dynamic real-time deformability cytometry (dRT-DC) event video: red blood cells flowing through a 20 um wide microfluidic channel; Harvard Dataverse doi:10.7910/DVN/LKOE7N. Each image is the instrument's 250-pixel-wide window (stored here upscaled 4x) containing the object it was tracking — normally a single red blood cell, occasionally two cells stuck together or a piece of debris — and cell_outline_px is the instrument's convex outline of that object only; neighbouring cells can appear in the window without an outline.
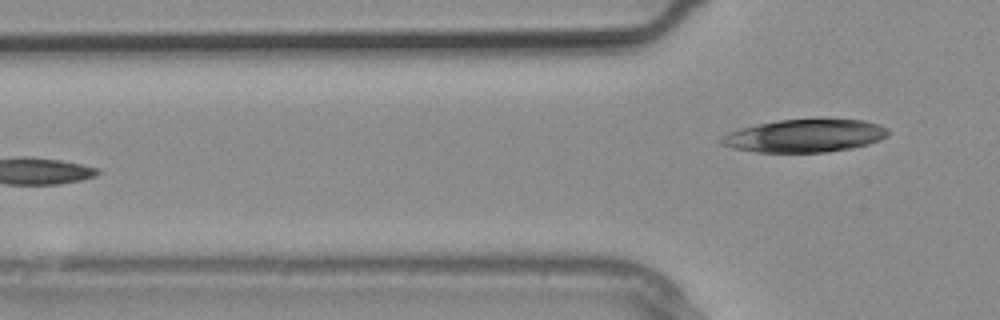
{"species": "common noctule bat (a hibernating species)", "species_latin": "Nyctalus noctula", "temperature_condition": "warm", "stored_images_in_passage": 11, "segment_of_instrument_passage": [2, 2], "camera_frame_rate_fps": 3000, "um_per_image_px": 0.085, "animal": {"sex": "male", "body_mass_g": 20.4}, "frame": {"image": 1, "passage_image": 11, "time_ms": 3.333, "image_size_px": [1000, 320], "cell_outline_px": [[888, 136], [880, 140], [868, 144], [852, 148], [828, 152], [756, 152], [732, 148], [720, 144], [716, 140], [720, 136], [728, 132], [740, 128], [780, 120], [864, 120], [880, 124], [888, 128]], "centroid_in_image_um": [68.38, 11.55], "position_along_channel_um": 57.4, "area_um2": 31.96}}